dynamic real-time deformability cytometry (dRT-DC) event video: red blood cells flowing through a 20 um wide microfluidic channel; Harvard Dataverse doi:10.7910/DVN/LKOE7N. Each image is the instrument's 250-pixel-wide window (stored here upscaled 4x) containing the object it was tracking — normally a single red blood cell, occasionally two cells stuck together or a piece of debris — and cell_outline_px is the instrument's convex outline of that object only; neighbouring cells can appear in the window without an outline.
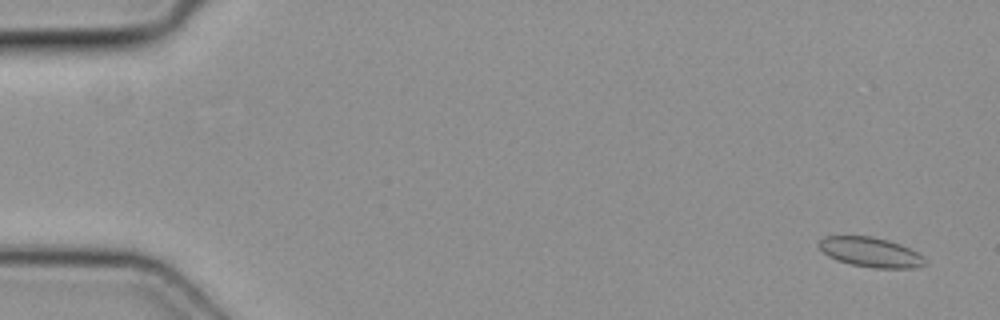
{"species": "common noctule bat (a hibernating species)", "species_latin": "Nyctalus noctula", "temperature_condition": "cold", "stored_images_in_passage": 3, "camera_frame_rate_fps": 3000, "um_per_image_px": 0.085, "animal": {"sex": "female", "body_mass_g": 19.3, "forearm_length_mm": 54.1}, "frame": {"image": 1, "passage_image": 1, "time_ms": 0.0, "image_size_px": [1000, 320], "cell_outline_px": [[924, 264], [912, 268], [872, 268], [852, 264], [836, 260], [828, 256], [816, 244], [824, 236], [872, 236], [888, 240], [900, 244], [924, 256]], "centroid_in_image_um": [73.96, 21.43], "position_along_channel_um": 11.0, "area_um2": 18.26}}